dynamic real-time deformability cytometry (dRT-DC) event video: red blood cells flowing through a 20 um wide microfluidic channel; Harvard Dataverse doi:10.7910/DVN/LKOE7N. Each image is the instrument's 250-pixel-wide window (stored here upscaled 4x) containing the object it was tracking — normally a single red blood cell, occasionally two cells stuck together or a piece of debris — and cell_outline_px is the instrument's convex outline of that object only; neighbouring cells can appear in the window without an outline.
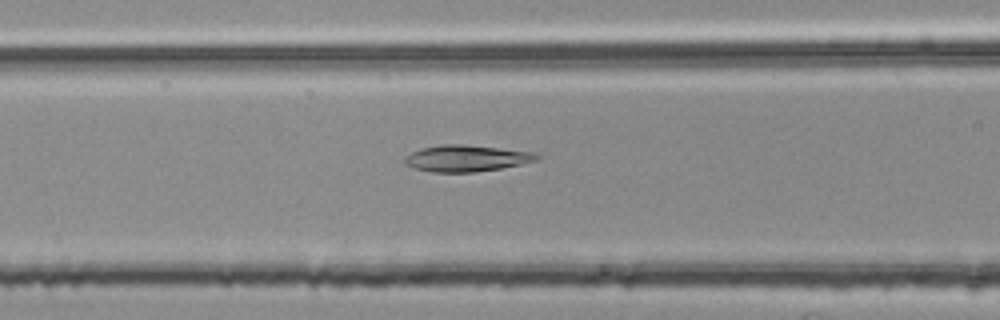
{"species": "common noctule bat (a hibernating species)", "species_latin": "Nyctalus noctula", "temperature_condition": "room temperature", "stored_images_in_passage": 38, "camera_frame_rate_fps": 3000, "um_per_image_px": 0.085, "animal": {"sex": "female", "body_mass_g": 25.1}, "frame": {"image": 1, "passage_image": 6, "time_ms": 1.667, "image_size_px": [1000, 320], "cell_outline_px": [[540, 156], [536, 160], [520, 164], [500, 168], [476, 172], [432, 172], [416, 168], [404, 164], [404, 156], [420, 148], [440, 144], [464, 144], [536, 152]], "centroid_in_image_um": [39.62, 13.44], "position_along_channel_um": 127.0, "area_um2": 20.4}}
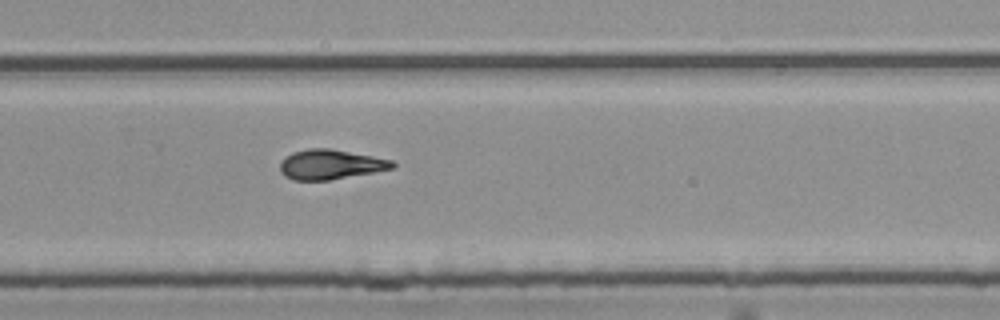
{"frame": {"image": 2, "passage_image": 20, "time_ms": 6.333, "image_size_px": [1000, 320], "cell_outline_px": [[396, 168], [328, 180], [292, 180], [284, 176], [280, 172], [280, 164], [292, 152], [308, 148], [328, 148], [372, 156], [392, 160], [396, 164]], "centroid_in_image_um": [28.09, 13.98], "position_along_channel_um": 301.7, "area_um2": 19.36}}
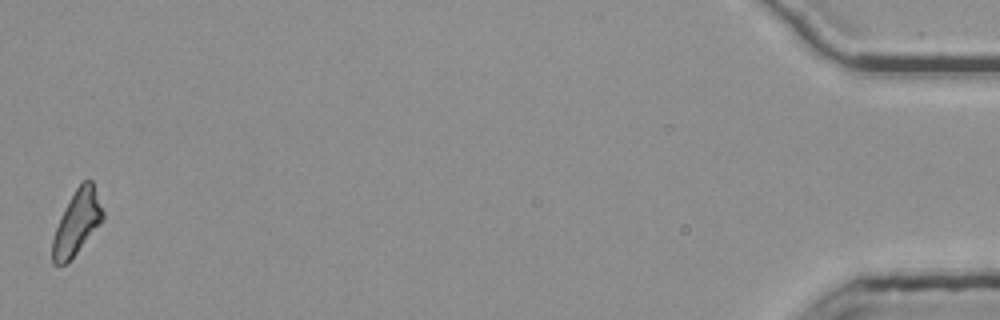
{"frame": {"image": 3, "passage_image": 38, "time_ms": 12.333, "image_size_px": [1000, 320], "cell_outline_px": [[104, 220], [76, 252], [64, 264], [52, 264], [52, 240], [56, 228], [64, 208], [76, 188], [84, 180], [92, 180], [104, 212]], "centroid_in_image_um": [6.54, 18.9], "position_along_channel_um": 428.7, "area_um2": 18.44}, "authors_computed_cell_mechanics": {"area_um2": 19.1607, "velocity_mm_per_s": 3.7517, "shape_relaxation_time_tau1_ms": 5.1069, "shape_relaxation_time_tau2_ms": 4.2468, "deformation_change_tau1": 0.1838, "deformation_change_tau2": 0.1032}}